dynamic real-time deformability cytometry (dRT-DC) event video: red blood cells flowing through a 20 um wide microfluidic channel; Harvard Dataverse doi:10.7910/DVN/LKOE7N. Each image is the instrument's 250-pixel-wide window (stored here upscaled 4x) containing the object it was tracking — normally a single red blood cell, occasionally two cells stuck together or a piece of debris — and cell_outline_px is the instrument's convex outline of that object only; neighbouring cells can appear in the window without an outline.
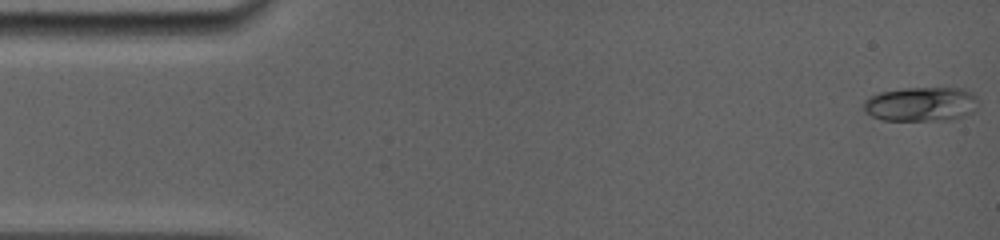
{"species": "common noctule bat (a hibernating species)", "species_latin": "Nyctalus noctula", "temperature_condition": "room temperature", "stored_images_in_passage": 45, "camera_frame_rate_fps": 5000, "um_per_image_px": 0.085, "animal": {"sex": "female", "body_mass_g": 19.0, "forearm_length_mm": 56.7}, "frame": {"image": 1, "passage_image": 1, "time_ms": 0.0, "image_size_px": [1000, 240], "cell_outline_px": [[976, 100], [972, 112], [964, 116], [952, 120], [880, 120], [864, 112], [864, 100], [868, 96], [880, 92], [904, 88], [964, 88], [972, 92], [976, 96]], "centroid_in_image_um": [78.25, 8.85], "position_along_channel_um": 6.7, "area_um2": 23.06}}
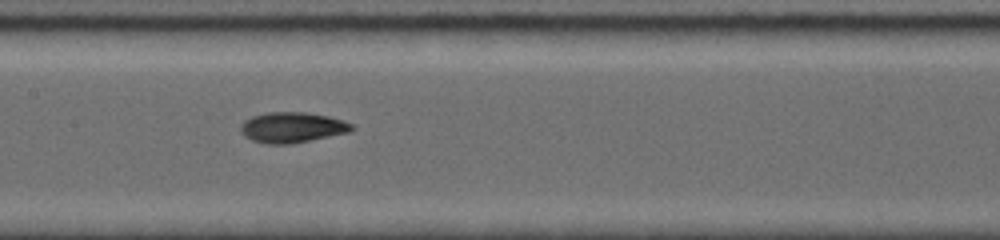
{"frame": {"image": 2, "passage_image": 23, "time_ms": 7.6, "image_size_px": [1000, 240], "cell_outline_px": [[356, 128], [348, 132], [292, 144], [268, 144], [252, 140], [244, 136], [240, 132], [240, 124], [244, 120], [252, 116], [268, 112], [308, 112], [328, 116], [344, 120], [352, 124]], "centroid_in_image_um": [24.82, 10.82], "position_along_channel_um": 182.6, "area_um2": 19.88}}
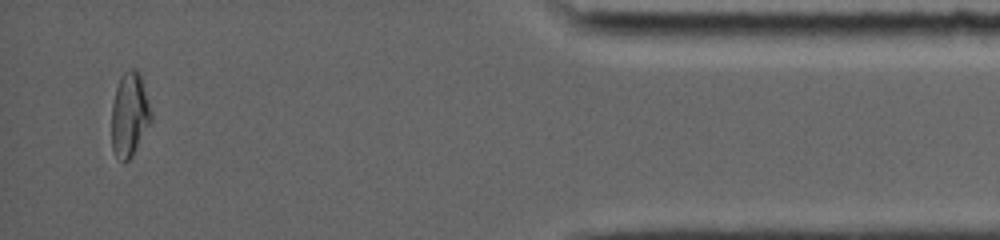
{"frame": {"image": 3, "passage_image": 42, "time_ms": 15.0, "image_size_px": [1000, 240], "cell_outline_px": [[152, 120], [132, 156], [124, 164], [116, 156], [112, 148], [112, 104], [116, 88], [120, 76], [128, 68], [132, 68], [140, 72], [152, 112]], "centroid_in_image_um": [11.02, 9.73], "position_along_channel_um": 424.2, "area_um2": 19.54}, "authors_computed_cell_mechanics": {"area_um2": 19.1896, "velocity_mm_per_s": 3.9259, "shape_relaxation_time_tau1_ms": 3.4076, "shape_relaxation_time_tau2_ms": 2.4746, "deformation_change_tau1": 0.1586, "deformation_change_tau2": 0.0552}}